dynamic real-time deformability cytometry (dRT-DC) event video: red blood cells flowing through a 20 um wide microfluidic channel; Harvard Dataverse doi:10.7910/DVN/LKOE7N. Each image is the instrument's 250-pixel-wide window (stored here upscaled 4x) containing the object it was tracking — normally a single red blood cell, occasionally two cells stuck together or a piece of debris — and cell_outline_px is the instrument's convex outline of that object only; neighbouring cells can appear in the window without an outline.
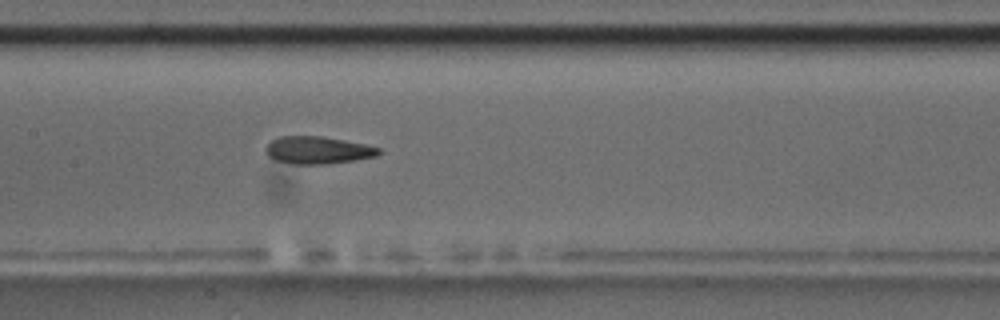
{"species": "common noctule bat (a hibernating species)", "species_latin": "Nyctalus noctula", "temperature_condition": "room temperature", "stored_images_in_passage": 9, "camera_frame_rate_fps": 3000, "um_per_image_px": 0.085, "animal": {"sex": "male", "body_mass_g": 17.5, "forearm_length_mm": 52.3}, "frame": {"image": 1, "passage_image": 9, "time_ms": 9.0, "image_size_px": [1000, 320], "cell_outline_px": [[380, 152], [376, 156], [356, 160], [328, 164], [292, 164], [276, 160], [268, 156], [264, 152], [264, 148], [272, 140], [280, 136], [320, 136], [364, 144], [380, 148]], "centroid_in_image_um": [26.97, 12.77], "position_along_channel_um": 180.4, "area_um2": 18.03}}